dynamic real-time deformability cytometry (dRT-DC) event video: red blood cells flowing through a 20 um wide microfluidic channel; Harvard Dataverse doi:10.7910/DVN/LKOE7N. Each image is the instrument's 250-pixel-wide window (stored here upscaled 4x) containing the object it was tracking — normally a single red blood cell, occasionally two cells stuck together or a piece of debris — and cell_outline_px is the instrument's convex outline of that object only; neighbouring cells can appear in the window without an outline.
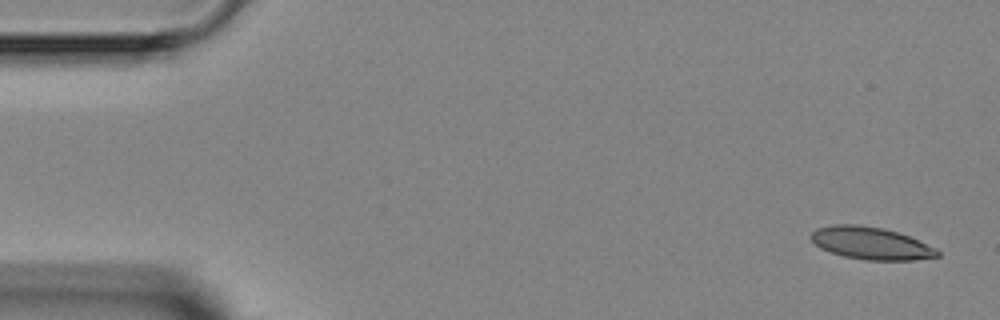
{"species": "Egyptian fruit bat (a non-hibernating species)", "species_latin": "Rousettus aegyptiacus", "temperature_condition": "room temperature", "stored_images_in_passage": 5, "camera_frame_rate_fps": 3000, "um_per_image_px": 0.085, "animal": {"sex": "female"}, "frame": {"image": 1, "passage_image": 1, "time_ms": 0.0, "image_size_px": [1000, 320], "cell_outline_px": [[940, 256], [916, 260], [864, 260], [844, 256], [820, 248], [808, 236], [816, 228], [832, 224], [860, 224], [884, 228], [908, 236], [936, 248], [940, 252]], "centroid_in_image_um": [74.01, 20.67], "position_along_channel_um": 11.0, "area_um2": 23.93}}
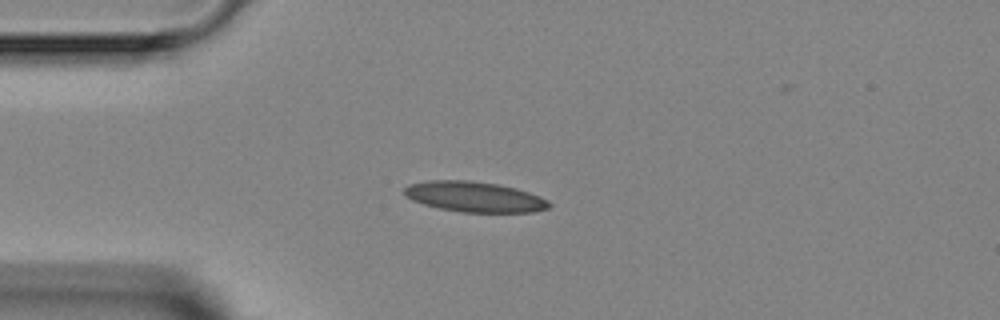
{"frame": {"image": 2, "passage_image": 4, "time_ms": 3.333, "image_size_px": [1000, 320], "cell_outline_px": [[552, 204], [548, 208], [532, 212], [460, 212], [440, 208], [424, 204], [412, 200], [404, 192], [404, 188], [408, 184], [428, 180], [472, 180], [496, 184], [516, 188], [540, 196], [548, 200]], "centroid_in_image_um": [40.34, 16.72], "position_along_channel_um": 44.7, "area_um2": 25.61}}